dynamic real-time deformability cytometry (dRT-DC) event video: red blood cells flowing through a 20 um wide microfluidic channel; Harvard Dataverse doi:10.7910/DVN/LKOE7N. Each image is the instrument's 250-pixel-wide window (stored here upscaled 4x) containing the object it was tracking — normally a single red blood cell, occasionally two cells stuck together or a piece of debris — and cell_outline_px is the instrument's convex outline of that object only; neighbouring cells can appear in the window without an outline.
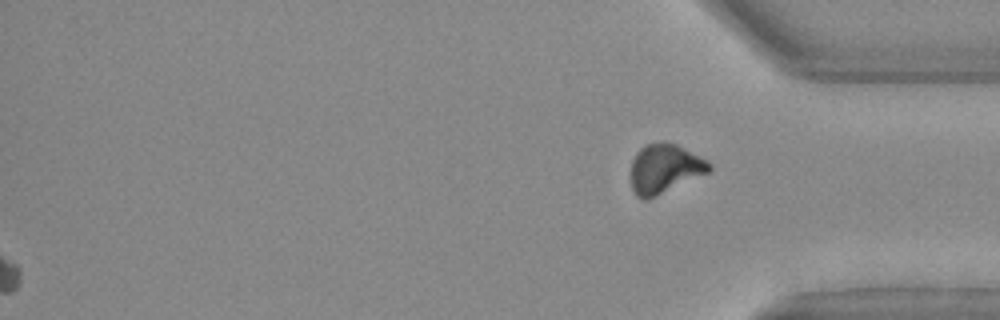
{"species": "Egyptian fruit bat (a non-hibernating species)", "species_latin": "Rousettus aegyptiacus", "temperature_condition": "warm", "stored_images_in_passage": 30, "segment_of_instrument_passage": [2, 2], "camera_frame_rate_fps": 3000, "um_per_image_px": 0.085, "animal": {"sex": "female"}, "frame": {"image": 1, "passage_image": 30, "time_ms": 9.667, "image_size_px": [1000, 320], "cell_outline_px": [[712, 168], [708, 172], [648, 200], [644, 200], [636, 196], [632, 188], [632, 160], [636, 152], [644, 144], [664, 140], [676, 144], [708, 160], [712, 164]], "centroid_in_image_um": [56.49, 14.31], "position_along_channel_um": 378.7, "area_um2": 22.6}}